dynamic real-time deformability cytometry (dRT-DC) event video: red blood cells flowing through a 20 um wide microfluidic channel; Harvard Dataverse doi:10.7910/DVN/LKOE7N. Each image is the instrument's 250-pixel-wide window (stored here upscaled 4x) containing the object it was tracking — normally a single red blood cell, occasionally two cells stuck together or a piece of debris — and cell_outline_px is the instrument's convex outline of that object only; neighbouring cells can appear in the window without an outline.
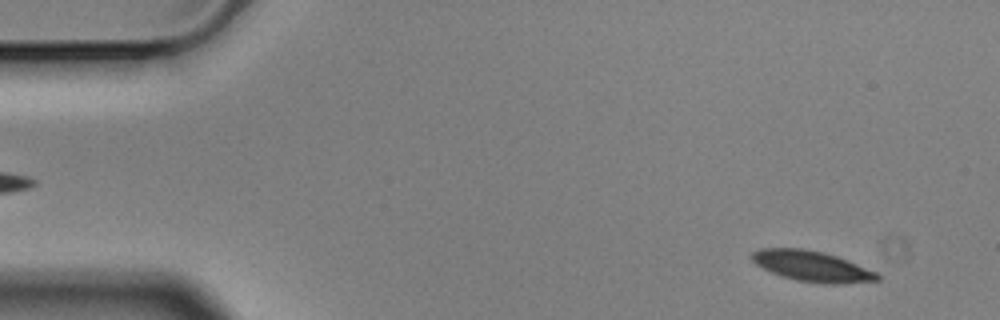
{"species": "Egyptian fruit bat (a non-hibernating species)", "species_latin": "Rousettus aegyptiacus", "temperature_condition": "cold", "stored_images_in_passage": 2, "camera_frame_rate_fps": 3000, "um_per_image_px": 0.085, "animal": {"sex": "male"}, "frame": {"image": 1, "passage_image": 1, "time_ms": 0.0, "image_size_px": [1000, 320], "cell_outline_px": [[880, 280], [840, 284], [824, 284], [796, 280], [780, 276], [756, 264], [752, 260], [752, 252], [760, 248], [804, 248], [824, 252], [836, 256], [876, 272], [880, 276]], "centroid_in_image_um": [69.01, 22.63], "position_along_channel_um": 16.0, "area_um2": 22.25}}